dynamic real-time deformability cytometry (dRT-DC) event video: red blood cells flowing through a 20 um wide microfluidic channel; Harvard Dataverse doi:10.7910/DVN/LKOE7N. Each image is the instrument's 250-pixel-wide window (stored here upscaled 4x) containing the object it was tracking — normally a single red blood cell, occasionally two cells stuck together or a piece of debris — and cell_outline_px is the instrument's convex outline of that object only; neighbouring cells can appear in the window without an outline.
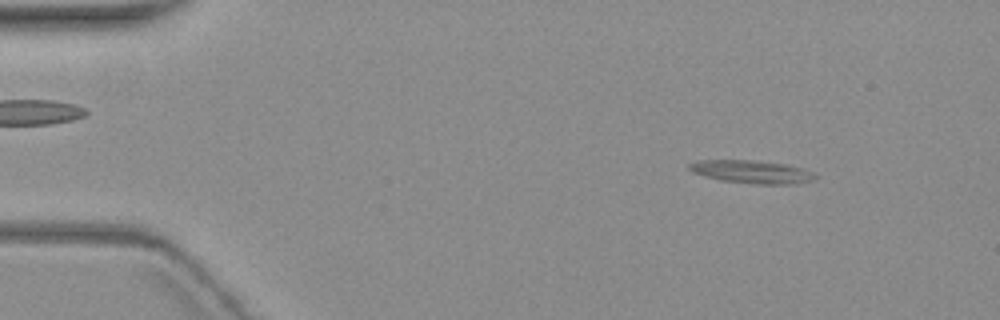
{"species": "common noctule bat (a hibernating species)", "species_latin": "Nyctalus noctula", "temperature_condition": "warm", "stored_images_in_passage": 5, "camera_frame_rate_fps": 3000, "um_per_image_px": 0.085, "animal": {"sex": "female", "body_mass_g": 19.3, "forearm_length_mm": 54.1}, "frame": {"image": 1, "passage_image": 1, "time_ms": 0.0, "image_size_px": [1000, 320], "cell_outline_px": [[820, 176], [812, 180], [792, 184], [756, 184], [720, 180], [704, 176], [692, 172], [688, 168], [688, 164], [696, 160], [752, 160], [784, 164], [816, 172]], "centroid_in_image_um": [63.9, 14.6], "position_along_channel_um": 21.1, "area_um2": 16.94}}
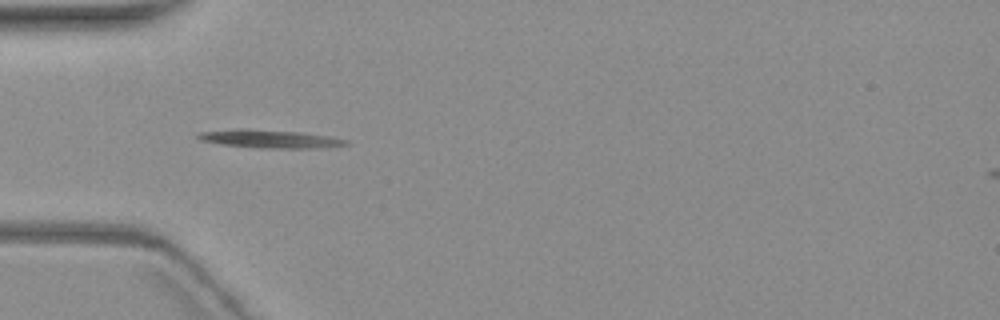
{"frame": {"image": 2, "passage_image": 4, "time_ms": 3.667, "image_size_px": [1000, 320], "cell_outline_px": [[348, 144], [328, 148], [260, 148], [220, 144], [200, 140], [196, 136], [200, 132], [240, 128], [300, 132], [328, 136], [348, 140]], "centroid_in_image_um": [22.95, 11.81], "position_along_channel_um": 62.0, "area_um2": 15.66}}
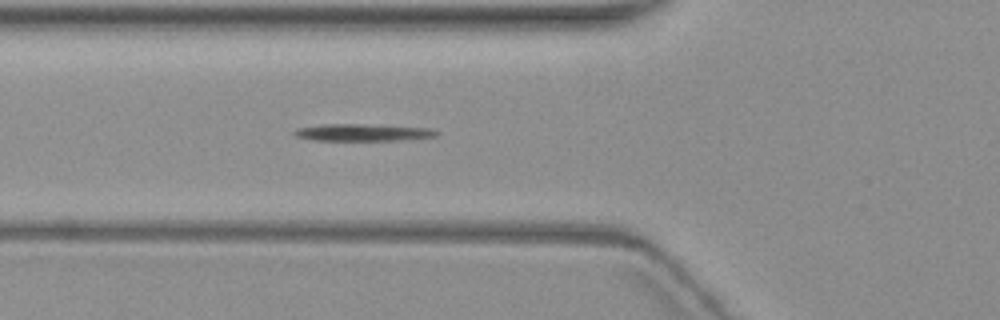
{"frame": {"image": 3, "passage_image": 5, "time_ms": 4.667, "image_size_px": [1000, 320], "cell_outline_px": [[440, 132], [436, 136], [400, 140], [312, 140], [296, 136], [292, 132], [296, 128], [324, 124], [360, 124], [432, 128]], "centroid_in_image_um": [30.83, 11.25], "position_along_channel_um": 95.0, "area_um2": 14.05}}